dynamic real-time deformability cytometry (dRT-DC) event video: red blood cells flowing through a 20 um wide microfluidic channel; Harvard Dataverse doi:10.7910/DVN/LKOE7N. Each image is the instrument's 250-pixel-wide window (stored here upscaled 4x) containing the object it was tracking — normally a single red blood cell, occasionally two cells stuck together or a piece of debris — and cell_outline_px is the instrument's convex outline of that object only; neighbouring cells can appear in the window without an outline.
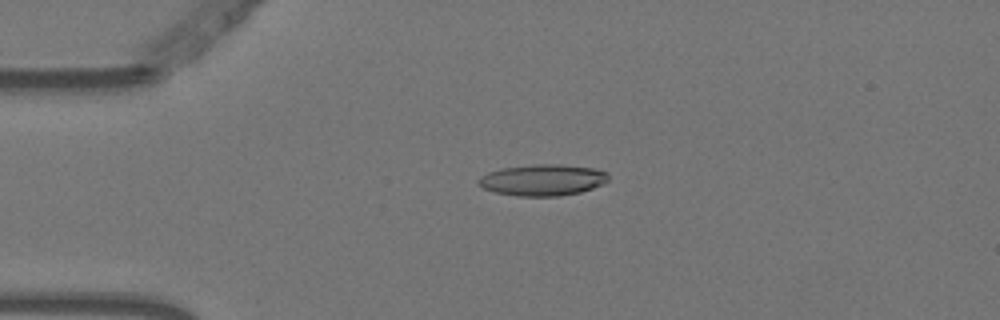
{"species": "Egyptian fruit bat (a non-hibernating species)", "species_latin": "Rousettus aegyptiacus", "temperature_condition": "warm", "stored_images_in_passage": 43, "camera_frame_rate_fps": 3000, "um_per_image_px": 0.085, "animal": {"sex": "female"}, "frame": {"image": 1, "passage_image": 2, "time_ms": 0.333, "image_size_px": [1000, 320], "cell_outline_px": [[608, 180], [604, 184], [580, 192], [560, 196], [516, 196], [496, 192], [484, 188], [476, 180], [480, 176], [488, 172], [500, 168], [532, 164], [560, 164], [592, 168], [608, 172]], "centroid_in_image_um": [46.12, 15.29], "position_along_channel_um": 38.9, "area_um2": 23.81}}
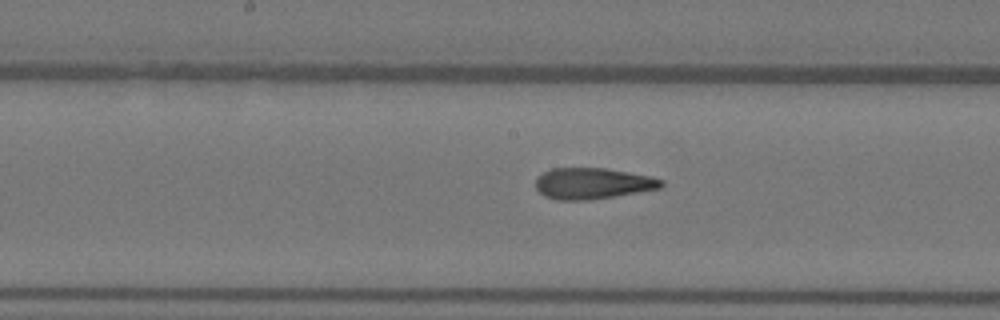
{"frame": {"image": 2, "passage_image": 17, "time_ms": 5.333, "image_size_px": [1000, 320], "cell_outline_px": [[664, 184], [660, 188], [592, 200], [556, 200], [544, 196], [536, 188], [536, 176], [552, 168], [604, 168], [652, 176], [664, 180]], "centroid_in_image_um": [50.36, 15.59], "position_along_channel_um": 197.8, "area_um2": 22.89}}
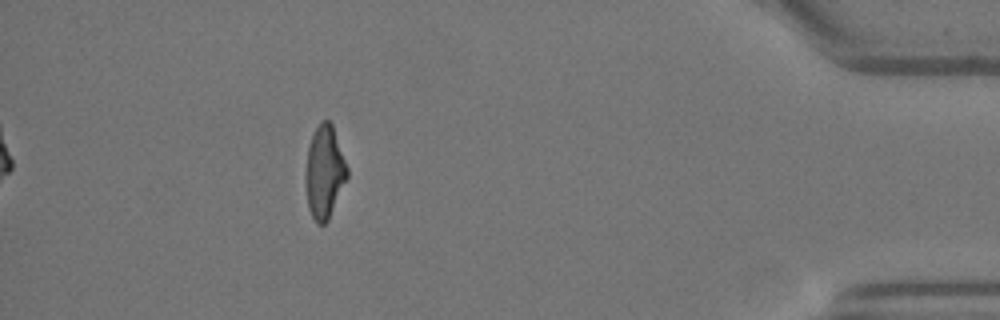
{"frame": {"image": 3, "passage_image": 38, "time_ms": 12.333, "image_size_px": [1000, 320], "cell_outline_px": [[348, 176], [328, 220], [324, 224], [316, 224], [308, 208], [304, 184], [304, 172], [308, 148], [312, 136], [320, 120], [328, 120], [332, 124], [348, 168]], "centroid_in_image_um": [27.55, 14.64], "position_along_channel_um": 407.6, "area_um2": 22.66}, "authors_computed_cell_mechanics": {"area_um2": 23.1778, "velocity_mm_per_s": 3.7785, "shape_relaxation_time_tau1_ms": 8.8084, "shape_relaxation_time_tau2_ms": 1.8498, "deformation_change_tau1": 0.2738, "deformation_change_tau2": 0.1023}}